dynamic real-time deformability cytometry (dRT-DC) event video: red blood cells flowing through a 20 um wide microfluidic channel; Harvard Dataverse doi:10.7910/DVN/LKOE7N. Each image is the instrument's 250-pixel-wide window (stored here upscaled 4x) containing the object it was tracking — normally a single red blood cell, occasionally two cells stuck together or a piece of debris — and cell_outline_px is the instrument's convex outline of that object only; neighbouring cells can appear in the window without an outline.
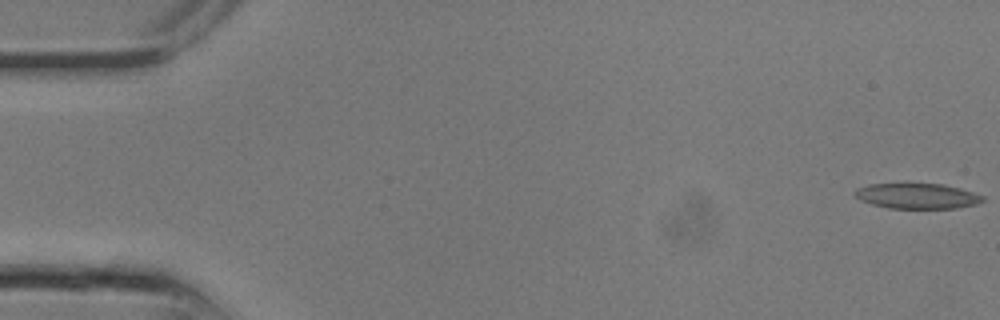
{"species": "common noctule bat (a hibernating species)", "species_latin": "Nyctalus noctula", "temperature_condition": "room temperature", "stored_images_in_passage": 19, "camera_frame_rate_fps": 3000, "um_per_image_px": 0.085, "animal": {"sex": "male", "body_mass_g": 13.3}, "frame": {"image": 1, "passage_image": 1, "time_ms": 0.0, "image_size_px": [1000, 320], "cell_outline_px": [[984, 200], [976, 204], [956, 208], [888, 208], [872, 204], [860, 200], [852, 192], [856, 188], [868, 184], [944, 184], [960, 188], [984, 196]], "centroid_in_image_um": [77.93, 16.66], "position_along_channel_um": 7.1, "area_um2": 18.84}}
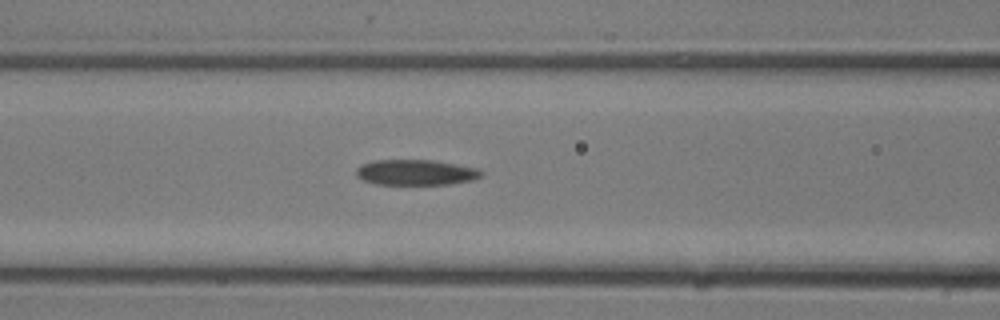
{"frame": {"image": 2, "passage_image": 11, "time_ms": 3.333, "image_size_px": [1000, 320], "cell_outline_px": [[484, 172], [480, 176], [472, 180], [448, 184], [376, 184], [364, 180], [356, 176], [356, 168], [360, 164], [376, 160], [432, 160], [480, 168]], "centroid_in_image_um": [35.34, 14.64], "position_along_channel_um": 131.3, "area_um2": 18.61}}
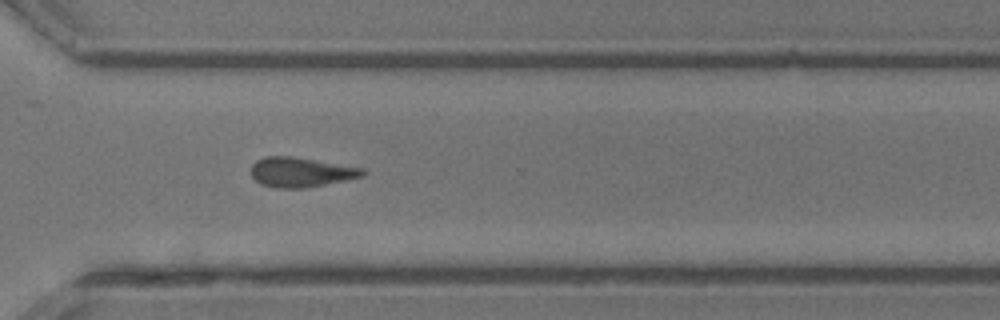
{"frame": {"image": 3, "passage_image": 19, "time_ms": 6.0, "image_size_px": [1000, 320], "cell_outline_px": [[368, 172], [364, 176], [304, 188], [276, 188], [260, 184], [252, 176], [252, 164], [256, 160], [264, 156], [292, 156], [364, 168]], "centroid_in_image_um": [25.57, 14.63], "position_along_channel_um": 345.0, "area_um2": 19.31}}